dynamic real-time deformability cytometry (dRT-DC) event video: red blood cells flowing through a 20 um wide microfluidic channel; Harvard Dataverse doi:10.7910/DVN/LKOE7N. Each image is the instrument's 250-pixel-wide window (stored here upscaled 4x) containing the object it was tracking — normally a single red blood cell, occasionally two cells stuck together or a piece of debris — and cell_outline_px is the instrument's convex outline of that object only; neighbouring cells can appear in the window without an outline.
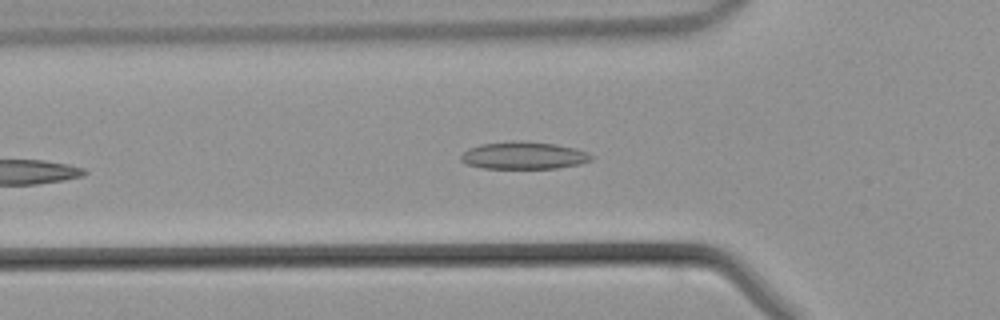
{"species": "common noctule bat (a hibernating species)", "species_latin": "Nyctalus noctula", "temperature_condition": "warm", "stored_images_in_passage": 37, "camera_frame_rate_fps": 3000, "um_per_image_px": 0.085, "animal": {"sex": "male", "body_mass_g": 21.5, "forearm_length_mm": 52.0}, "frame": {"image": 1, "passage_image": 7, "time_ms": 2.0, "image_size_px": [1000, 320], "cell_outline_px": [[592, 160], [580, 164], [556, 168], [484, 168], [464, 164], [460, 160], [460, 156], [468, 148], [484, 144], [512, 140], [556, 144], [576, 148], [588, 152], [592, 156]], "centroid_in_image_um": [44.51, 13.21], "position_along_channel_um": 81.3, "area_um2": 20.81}}
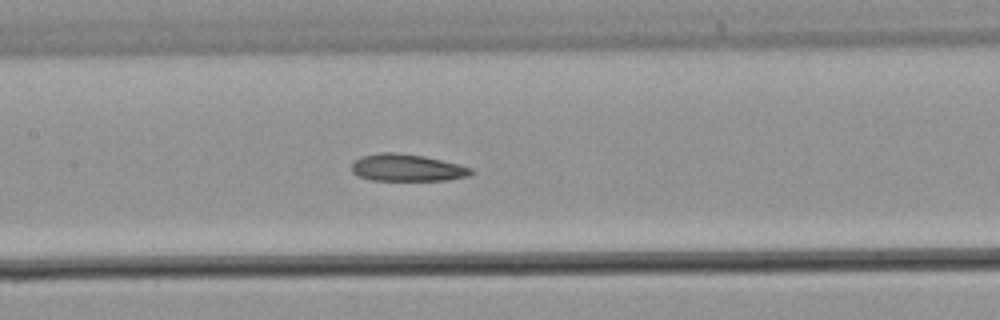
{"frame": {"image": 2, "passage_image": 13, "time_ms": 4.0, "image_size_px": [1000, 320], "cell_outline_px": [[472, 172], [468, 176], [448, 180], [372, 180], [356, 176], [352, 172], [352, 164], [360, 156], [380, 152], [392, 152], [424, 156], [460, 164], [472, 168]], "centroid_in_image_um": [34.58, 14.25], "position_along_channel_um": 172.8, "area_um2": 18.9}}
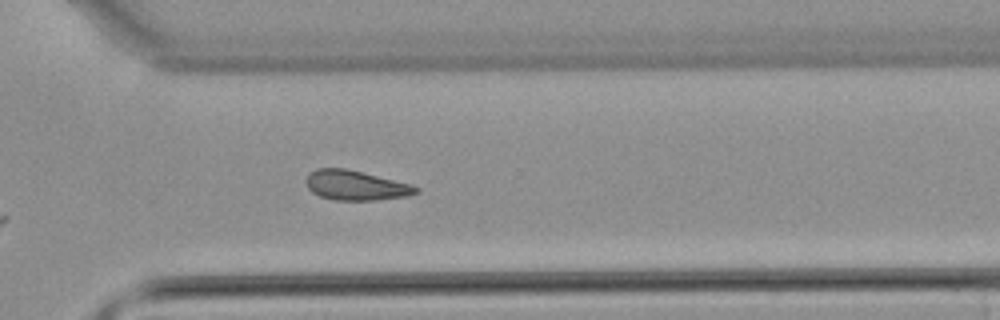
{"frame": {"image": 3, "passage_image": 24, "time_ms": 7.667, "image_size_px": [1000, 320], "cell_outline_px": [[420, 192], [408, 196], [376, 200], [332, 200], [320, 196], [312, 192], [308, 188], [304, 180], [316, 168], [344, 168], [412, 184], [420, 188]], "centroid_in_image_um": [30.25, 15.77], "position_along_channel_um": 340.3, "area_um2": 19.07}}